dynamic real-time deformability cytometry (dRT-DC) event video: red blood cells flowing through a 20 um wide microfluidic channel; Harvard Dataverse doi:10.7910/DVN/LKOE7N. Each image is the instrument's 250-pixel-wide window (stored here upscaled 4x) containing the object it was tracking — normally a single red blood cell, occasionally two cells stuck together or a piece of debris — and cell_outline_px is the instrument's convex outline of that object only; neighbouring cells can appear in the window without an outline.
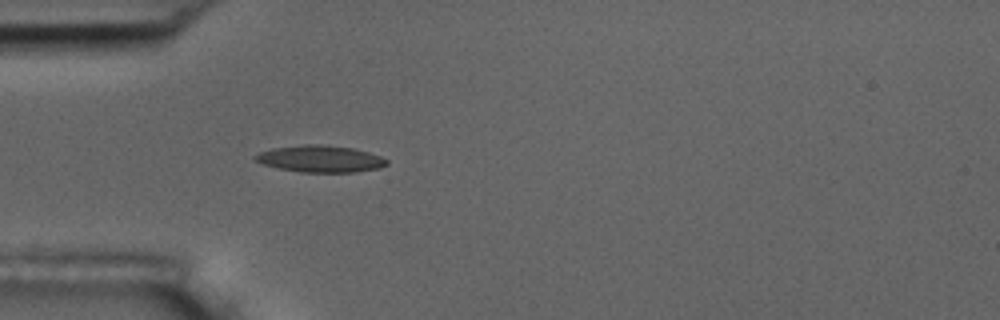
{"species": "common noctule bat (a hibernating species)", "species_latin": "Nyctalus noctula", "temperature_condition": "room temperature", "stored_images_in_passage": 4, "camera_frame_rate_fps": 3000, "um_per_image_px": 0.085, "animal": {"sex": "male", "body_mass_g": 17.5, "forearm_length_mm": 52.3}, "frame": {"image": 1, "passage_image": 4, "time_ms": 3.333, "image_size_px": [1000, 320], "cell_outline_px": [[388, 164], [380, 168], [352, 172], [300, 172], [280, 168], [264, 164], [252, 160], [252, 156], [260, 152], [272, 148], [304, 144], [320, 144], [352, 148], [368, 152], [380, 156], [388, 160]], "centroid_in_image_um": [27.2, 13.49], "position_along_channel_um": 57.8, "area_um2": 20.52}}